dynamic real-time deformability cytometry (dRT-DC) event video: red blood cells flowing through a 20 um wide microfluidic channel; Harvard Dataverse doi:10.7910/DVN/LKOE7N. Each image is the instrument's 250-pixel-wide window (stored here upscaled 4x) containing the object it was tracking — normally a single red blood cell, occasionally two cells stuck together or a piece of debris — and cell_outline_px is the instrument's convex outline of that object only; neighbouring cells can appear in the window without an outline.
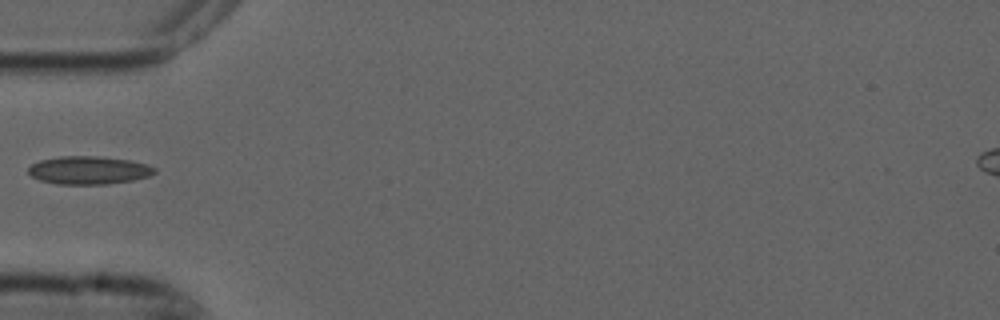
{"species": "common noctule bat (a hibernating species)", "species_latin": "Nyctalus noctula", "temperature_condition": "cold", "stored_images_in_passage": 1, "camera_frame_rate_fps": 3000, "um_per_image_px": 0.085, "animal": {"sex": "male", "forearm_length_mm": 52.5}, "frame": {"image": 1, "passage_image": 1, "time_ms": 0.0, "image_size_px": [1000, 320], "cell_outline_px": [[156, 172], [152, 176], [132, 180], [108, 184], [56, 184], [40, 180], [32, 176], [28, 172], [28, 168], [32, 164], [40, 160], [60, 156], [96, 156], [128, 160], [148, 164], [156, 168]], "centroid_in_image_um": [7.57, 14.47], "position_along_channel_um": 77.4, "area_um2": 20.69}}